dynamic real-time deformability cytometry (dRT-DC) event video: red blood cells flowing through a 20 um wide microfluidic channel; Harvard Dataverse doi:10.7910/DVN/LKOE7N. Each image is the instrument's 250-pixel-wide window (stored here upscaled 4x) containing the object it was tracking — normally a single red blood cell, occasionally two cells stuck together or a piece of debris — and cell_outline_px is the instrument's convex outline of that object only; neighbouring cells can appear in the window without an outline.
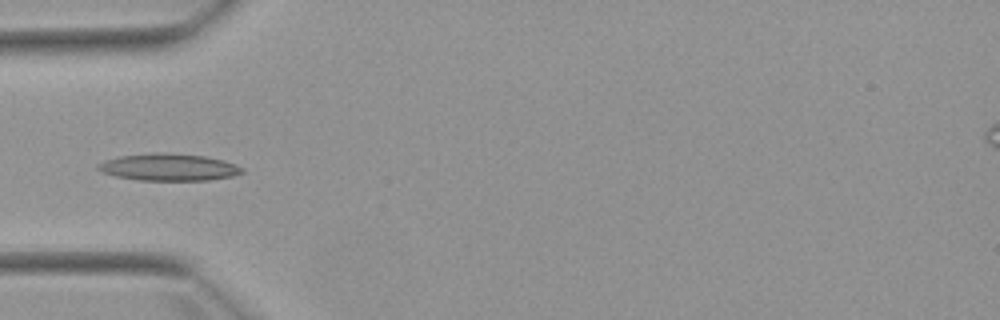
{"species": "Egyptian fruit bat (a non-hibernating species)", "species_latin": "Rousettus aegyptiacus", "temperature_condition": "warm", "stored_images_in_passage": 6, "camera_frame_rate_fps": 3000, "um_per_image_px": 0.085, "animal": {"sex": "female"}, "frame": {"image": 1, "passage_image": 5, "time_ms": 4.667, "image_size_px": [1000, 320], "cell_outline_px": [[244, 172], [232, 176], [208, 180], [136, 180], [116, 176], [100, 172], [96, 168], [96, 164], [104, 160], [120, 156], [204, 156], [236, 164], [244, 168]], "centroid_in_image_um": [14.33, 14.27], "position_along_channel_um": 70.7, "area_um2": 21.44}}
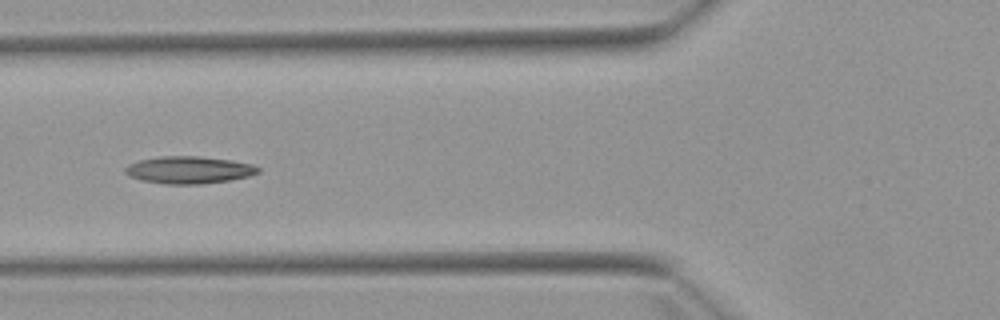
{"frame": {"image": 2, "passage_image": 6, "time_ms": 5.667, "image_size_px": [1000, 320], "cell_outline_px": [[260, 172], [248, 176], [228, 180], [200, 184], [164, 184], [140, 180], [128, 176], [124, 172], [124, 168], [128, 164], [140, 160], [160, 156], [196, 156], [232, 160], [252, 164], [260, 168]], "centroid_in_image_um": [16.02, 14.44], "position_along_channel_um": 109.8, "area_um2": 21.15}}